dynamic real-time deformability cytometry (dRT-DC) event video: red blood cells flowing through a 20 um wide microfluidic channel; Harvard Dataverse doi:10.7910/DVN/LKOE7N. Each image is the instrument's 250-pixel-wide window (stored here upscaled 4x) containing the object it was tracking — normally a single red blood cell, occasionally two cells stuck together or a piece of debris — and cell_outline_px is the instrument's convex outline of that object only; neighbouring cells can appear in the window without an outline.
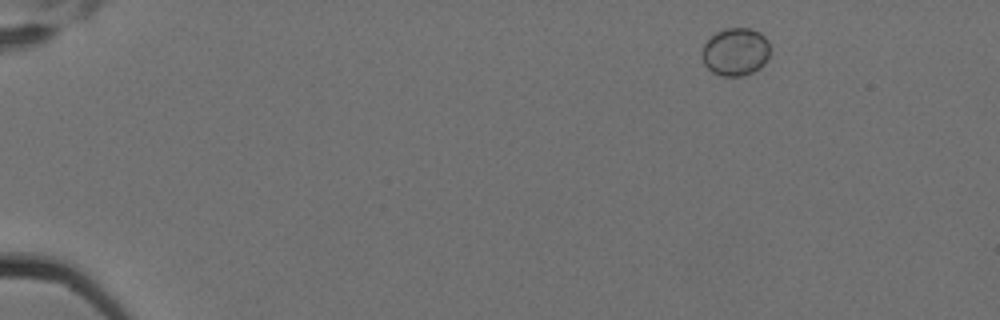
{"species": "Egyptian fruit bat (a non-hibernating species)", "species_latin": "Rousettus aegyptiacus", "temperature_condition": "cold", "stored_images_in_passage": 5, "camera_frame_rate_fps": 3000, "um_per_image_px": 0.085, "animal": {"sex": "female"}, "frame": {"image": 1, "passage_image": 1, "time_ms": 0.0, "image_size_px": [1000, 320], "cell_outline_px": [[768, 56], [764, 64], [760, 68], [752, 72], [740, 76], [720, 76], [712, 72], [704, 64], [700, 56], [700, 52], [704, 44], [716, 32], [728, 28], [748, 28], [760, 32], [768, 40]], "centroid_in_image_um": [62.48, 4.41], "position_along_channel_um": 22.5, "area_um2": 19.02}}
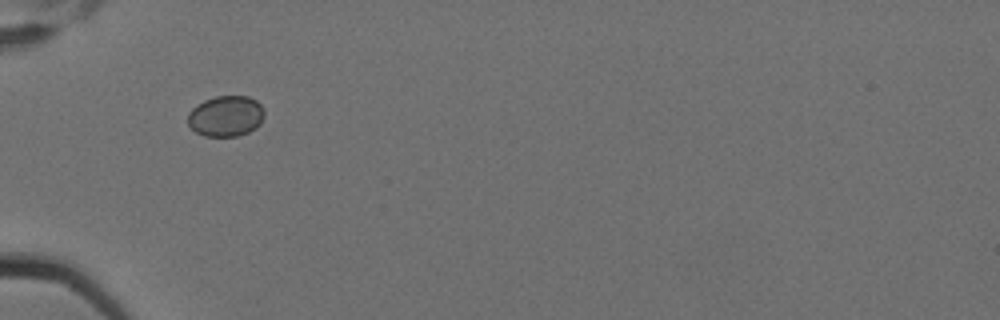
{"frame": {"image": 2, "passage_image": 4, "time_ms": 1.0, "image_size_px": [1000, 320], "cell_outline_px": [[264, 116], [260, 124], [256, 128], [248, 132], [236, 136], [204, 136], [196, 132], [188, 124], [188, 112], [196, 104], [204, 100], [216, 96], [248, 96], [256, 100], [264, 108]], "centroid_in_image_um": [19.2, 9.86], "position_along_channel_um": 65.8, "area_um2": 18.32}}
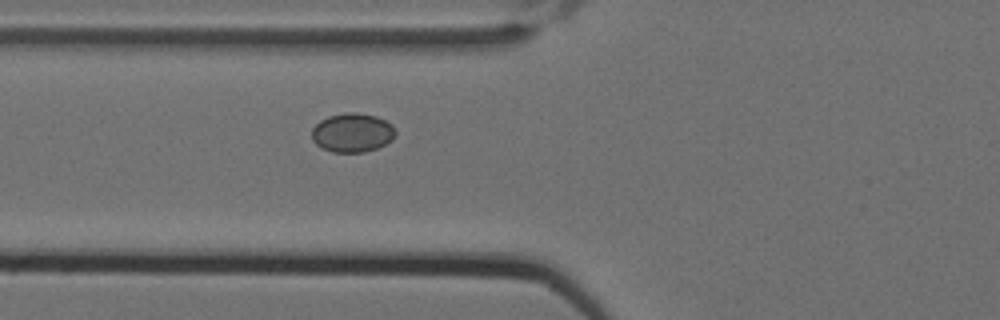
{"frame": {"image": 3, "passage_image": 5, "time_ms": 1.333, "image_size_px": [1000, 320], "cell_outline_px": [[396, 132], [392, 140], [376, 148], [364, 152], [332, 152], [320, 148], [312, 140], [312, 128], [320, 120], [328, 116], [348, 112], [356, 112], [376, 116], [392, 124]], "centroid_in_image_um": [29.93, 11.28], "position_along_channel_um": 95.9, "area_um2": 19.07}}